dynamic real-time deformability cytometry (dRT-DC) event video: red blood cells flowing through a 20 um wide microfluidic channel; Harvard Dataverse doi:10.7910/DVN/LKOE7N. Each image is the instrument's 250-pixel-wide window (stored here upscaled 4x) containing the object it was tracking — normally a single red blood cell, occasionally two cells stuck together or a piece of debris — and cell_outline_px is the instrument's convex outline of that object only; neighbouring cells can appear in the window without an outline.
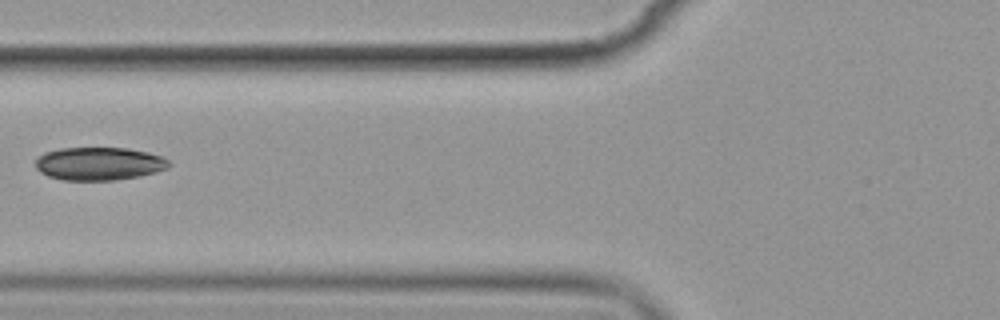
{"species": "common noctule bat (a hibernating species)", "species_latin": "Nyctalus noctula", "temperature_condition": "cold", "stored_images_in_passage": 7, "camera_frame_rate_fps": 3000, "um_per_image_px": 0.085, "animal": {"sex": "female", "body_mass_g": 19.9}, "frame": {"image": 1, "passage_image": 7, "time_ms": 7.0, "image_size_px": [1000, 320], "cell_outline_px": [[172, 164], [168, 168], [156, 172], [140, 176], [116, 180], [64, 180], [48, 176], [40, 172], [36, 168], [36, 156], [44, 152], [60, 148], [128, 148], [148, 152], [160, 156], [168, 160]], "centroid_in_image_um": [8.41, 13.91], "position_along_channel_um": 117.4, "area_um2": 25.89}}